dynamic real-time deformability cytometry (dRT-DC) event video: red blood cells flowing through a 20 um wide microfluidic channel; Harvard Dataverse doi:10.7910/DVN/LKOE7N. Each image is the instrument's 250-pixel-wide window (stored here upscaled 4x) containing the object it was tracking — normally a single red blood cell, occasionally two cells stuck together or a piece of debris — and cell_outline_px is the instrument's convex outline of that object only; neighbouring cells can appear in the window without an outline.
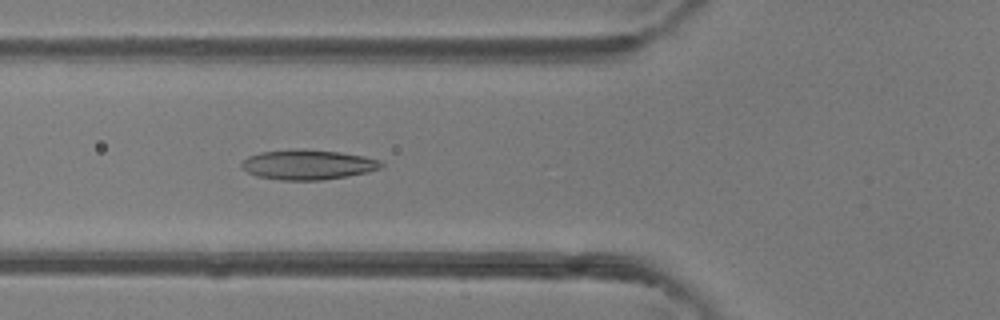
{"species": "common noctule bat (a hibernating species)", "species_latin": "Nyctalus noctula", "temperature_condition": "room temperature", "stored_images_in_passage": 46, "camera_frame_rate_fps": 3000, "um_per_image_px": 0.085, "animal": {"sex": "female"}, "frame": {"image": 1, "passage_image": 17, "time_ms": 5.333, "image_size_px": [1000, 320], "cell_outline_px": [[384, 164], [380, 168], [368, 172], [348, 176], [320, 180], [280, 180], [256, 176], [240, 168], [240, 164], [248, 156], [260, 152], [292, 148], [304, 148], [340, 152], [364, 156], [380, 160]], "centroid_in_image_um": [26.14, 13.98], "position_along_channel_um": 99.7, "area_um2": 24.68}}
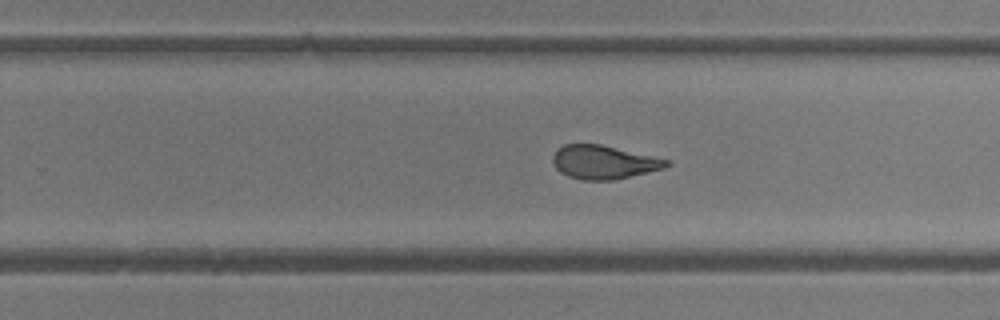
{"frame": {"image": 2, "passage_image": 29, "time_ms": 9.333, "image_size_px": [1000, 320], "cell_outline_px": [[672, 164], [664, 168], [612, 180], [580, 180], [568, 176], [560, 172], [552, 164], [552, 156], [556, 148], [564, 144], [600, 144], [672, 160]], "centroid_in_image_um": [51.3, 13.77], "position_along_channel_um": 278.5, "area_um2": 22.43}}
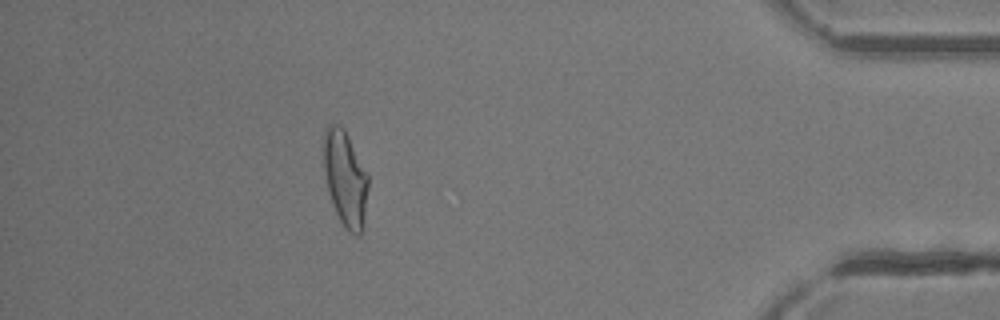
{"frame": {"image": 3, "passage_image": 41, "time_ms": 13.333, "image_size_px": [1000, 320], "cell_outline_px": [[368, 188], [364, 228], [360, 236], [344, 228], [336, 212], [328, 192], [324, 172], [324, 128], [328, 124], [340, 124], [344, 128], [368, 172]], "centroid_in_image_um": [29.37, 15.16], "position_along_channel_um": 405.8, "area_um2": 25.14}, "authors_computed_cell_mechanics": {"area_um2": 24.3049, "velocity_mm_per_s": 4.4582, "shape_relaxation_time_tau1_ms": 4.2195, "shape_relaxation_time_tau2_ms": 1.4443, "deformation_change_tau1": 0.1707, "deformation_change_tau2": 0.0782}}